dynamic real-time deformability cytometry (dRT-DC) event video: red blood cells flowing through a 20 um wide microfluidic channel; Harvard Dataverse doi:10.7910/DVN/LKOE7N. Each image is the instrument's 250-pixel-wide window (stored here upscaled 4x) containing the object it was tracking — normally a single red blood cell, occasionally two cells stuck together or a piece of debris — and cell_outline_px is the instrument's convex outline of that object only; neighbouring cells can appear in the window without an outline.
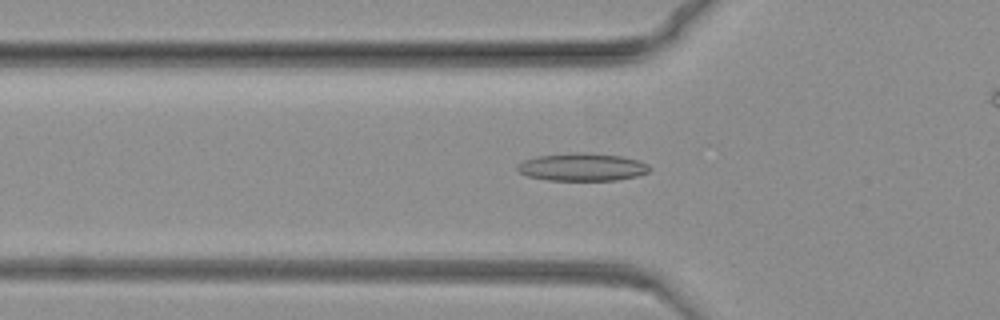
{"species": "common noctule bat (a hibernating species)", "species_latin": "Nyctalus noctula", "temperature_condition": "warm", "stored_images_in_passage": 57, "camera_frame_rate_fps": 3000, "um_per_image_px": 0.085, "animal": {"sex": "female", "body_mass_g": 19.3, "forearm_length_mm": 54.1}, "frame": {"image": 1, "passage_image": 4, "time_ms": 1.0, "image_size_px": [1000, 320], "cell_outline_px": [[652, 168], [648, 172], [636, 176], [616, 180], [548, 180], [528, 176], [520, 172], [516, 168], [516, 164], [524, 160], [536, 156], [572, 152], [584, 152], [620, 156], [636, 160], [648, 164]], "centroid_in_image_um": [49.46, 14.19], "position_along_channel_um": 76.3, "area_um2": 21.39}}
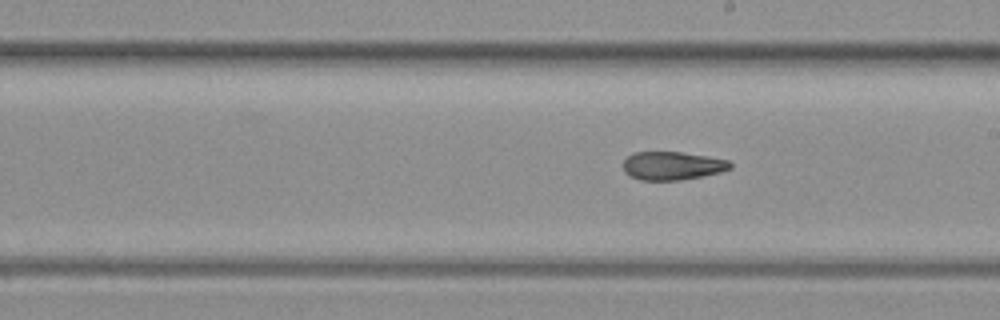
{"frame": {"image": 2, "passage_image": 22, "time_ms": 7.0, "image_size_px": [1000, 320], "cell_outline_px": [[732, 168], [720, 172], [680, 180], [640, 180], [624, 172], [624, 160], [632, 152], [680, 152], [708, 156], [728, 160], [732, 164]], "centroid_in_image_um": [57.15, 14.08], "position_along_channel_um": 231.9, "area_um2": 17.57}}
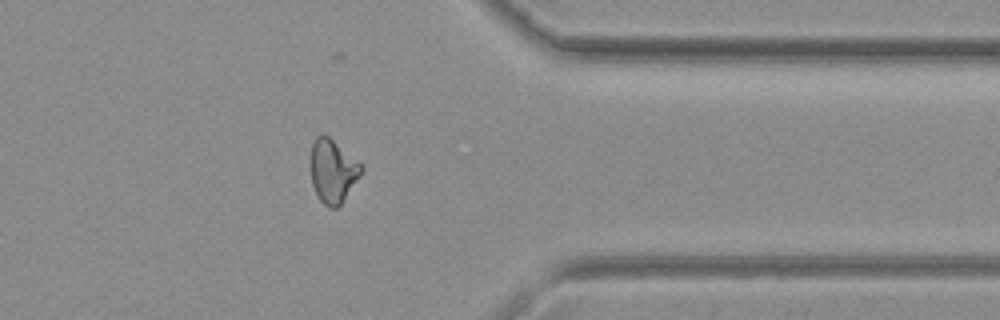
{"frame": {"image": 3, "passage_image": 41, "time_ms": 13.333, "image_size_px": [1000, 320], "cell_outline_px": [[364, 168], [360, 176], [340, 204], [336, 208], [328, 208], [320, 200], [312, 184], [312, 144], [316, 136], [328, 136], [360, 164]], "centroid_in_image_um": [28.29, 14.57], "position_along_channel_um": 383.1, "area_um2": 17.98}}